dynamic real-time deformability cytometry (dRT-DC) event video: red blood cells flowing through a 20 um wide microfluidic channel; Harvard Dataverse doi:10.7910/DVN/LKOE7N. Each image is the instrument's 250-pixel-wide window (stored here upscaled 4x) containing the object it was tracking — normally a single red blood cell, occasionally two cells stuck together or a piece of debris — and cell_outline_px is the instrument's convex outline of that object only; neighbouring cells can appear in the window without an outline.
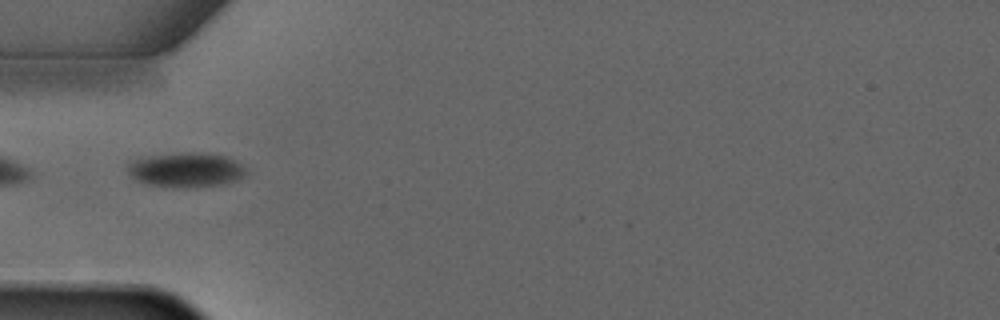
{"species": "common noctule bat (a hibernating species)", "species_latin": "Nyctalus noctula", "temperature_condition": "warm", "stored_images_in_passage": 5, "camera_frame_rate_fps": 3000, "um_per_image_px": 0.085, "animal": {"sex": "male", "forearm_length_mm": 52.5}, "frame": {"image": 1, "passage_image": 4, "time_ms": 4.333, "image_size_px": [1000, 320], "cell_outline_px": [[244, 176], [236, 180], [216, 184], [148, 184], [136, 180], [128, 172], [128, 164], [136, 160], [148, 156], [180, 152], [200, 152], [224, 156], [240, 164], [244, 168]], "centroid_in_image_um": [15.78, 14.37], "position_along_channel_um": 69.2, "area_um2": 22.31}}